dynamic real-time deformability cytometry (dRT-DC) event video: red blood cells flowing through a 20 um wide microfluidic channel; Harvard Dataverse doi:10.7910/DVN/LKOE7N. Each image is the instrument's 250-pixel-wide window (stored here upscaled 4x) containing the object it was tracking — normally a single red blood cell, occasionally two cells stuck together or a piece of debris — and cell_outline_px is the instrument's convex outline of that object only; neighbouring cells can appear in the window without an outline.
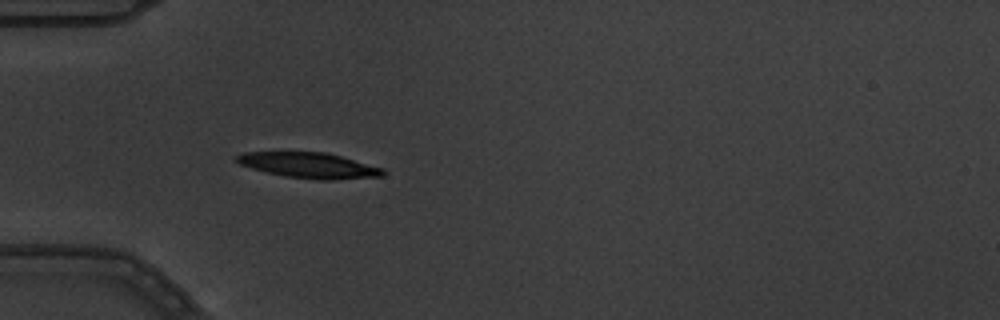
{"species": "common noctule bat (a hibernating species)", "species_latin": "Nyctalus noctula", "temperature_condition": "warm", "stored_images_in_passage": 3, "camera_frame_rate_fps": 3000, "um_per_image_px": 0.085, "animal": {"sex": "male", "body_mass_g": 19.5, "forearm_length_mm": 54.6}, "frame": {"image": 1, "passage_image": 3, "time_ms": 0.667, "image_size_px": [1000, 320], "cell_outline_px": [[388, 172], [384, 176], [332, 180], [320, 180], [288, 176], [268, 172], [252, 168], [240, 164], [236, 160], [236, 156], [244, 152], [324, 152], [340, 156], [384, 168]], "centroid_in_image_um": [26.34, 14.05], "position_along_channel_um": 58.7, "area_um2": 21.56}}